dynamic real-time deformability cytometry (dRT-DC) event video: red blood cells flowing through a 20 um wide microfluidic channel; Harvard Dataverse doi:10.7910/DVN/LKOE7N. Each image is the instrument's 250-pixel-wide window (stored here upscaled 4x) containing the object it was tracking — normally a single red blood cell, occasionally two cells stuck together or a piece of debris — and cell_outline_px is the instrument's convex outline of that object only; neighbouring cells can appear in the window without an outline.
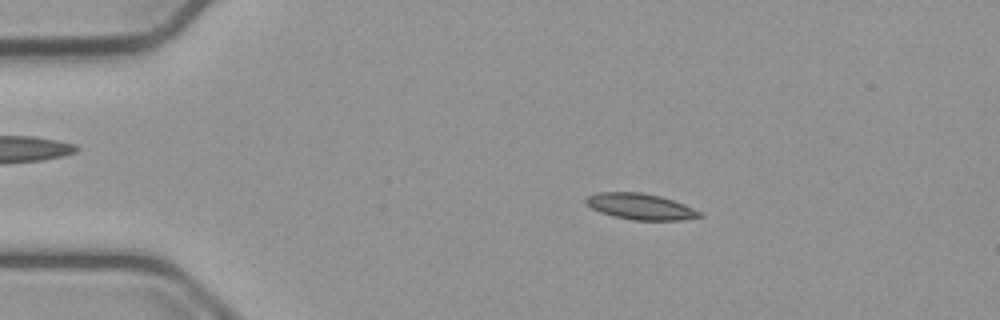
{"species": "common noctule bat (a hibernating species)", "species_latin": "Nyctalus noctula", "temperature_condition": "cold", "stored_images_in_passage": 54, "camera_frame_rate_fps": 3000, "um_per_image_px": 0.085, "animal": {"sex": "male", "body_mass_g": 23.1, "forearm_length_mm": 52.7}, "frame": {"image": 1, "passage_image": 10, "time_ms": 3.0, "image_size_px": [1000, 320], "cell_outline_px": [[704, 216], [680, 220], [632, 220], [612, 216], [600, 212], [592, 208], [584, 200], [588, 196], [596, 192], [640, 192], [660, 196], [684, 204], [700, 212]], "centroid_in_image_um": [54.42, 17.55], "position_along_channel_um": 30.6, "area_um2": 17.17}}
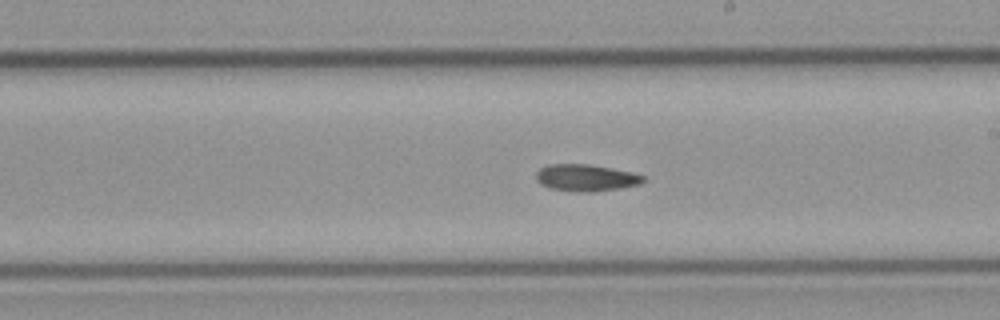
{"frame": {"image": 2, "passage_image": 31, "time_ms": 10.0, "image_size_px": [1000, 320], "cell_outline_px": [[644, 180], [640, 184], [620, 188], [592, 192], [576, 192], [552, 188], [540, 184], [536, 180], [536, 172], [540, 168], [548, 164], [588, 164], [632, 172], [644, 176]], "centroid_in_image_um": [49.78, 15.11], "position_along_channel_um": 239.2, "area_um2": 16.7}}
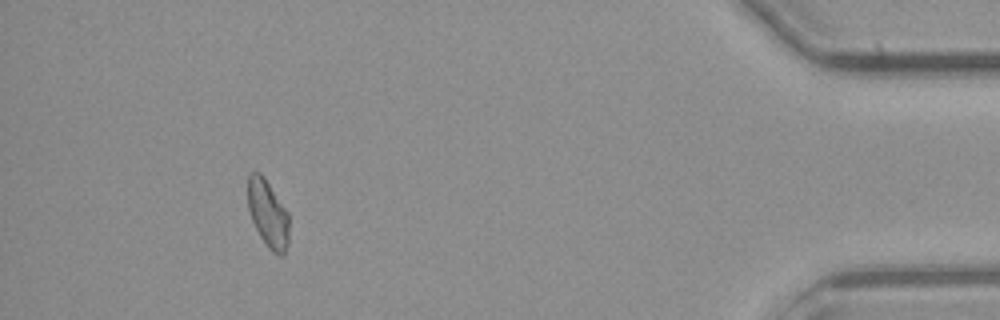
{"frame": {"image": 3, "passage_image": 50, "time_ms": 16.333, "image_size_px": [1000, 320], "cell_outline_px": [[288, 244], [284, 256], [280, 256], [272, 252], [268, 248], [260, 236], [252, 220], [248, 208], [248, 176], [252, 172], [260, 172], [264, 176], [288, 212]], "centroid_in_image_um": [22.78, 18.18], "position_along_channel_um": 412.4, "area_um2": 16.24}}